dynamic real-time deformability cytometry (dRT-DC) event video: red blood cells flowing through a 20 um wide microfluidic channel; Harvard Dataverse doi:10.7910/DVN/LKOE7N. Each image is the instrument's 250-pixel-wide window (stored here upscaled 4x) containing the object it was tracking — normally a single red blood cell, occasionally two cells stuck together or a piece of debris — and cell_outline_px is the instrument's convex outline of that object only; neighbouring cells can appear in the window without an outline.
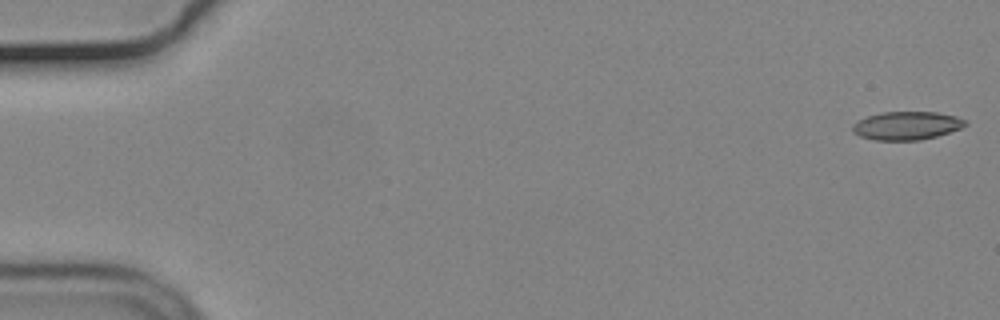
{"species": "common noctule bat (a hibernating species)", "species_latin": "Nyctalus noctula", "temperature_condition": "cold", "stored_images_in_passage": 55, "camera_frame_rate_fps": 3000, "um_per_image_px": 0.085, "animal": {"sex": "male", "body_mass_g": 19.2, "forearm_length_mm": 51.8}, "frame": {"image": 1, "passage_image": 1, "time_ms": 0.0, "image_size_px": [1000, 320], "cell_outline_px": [[968, 124], [960, 128], [936, 136], [920, 140], [876, 140], [860, 136], [852, 132], [852, 124], [868, 116], [880, 112], [936, 112], [956, 116], [968, 120]], "centroid_in_image_um": [77.08, 10.67], "position_along_channel_um": 7.9, "area_um2": 18.55}}
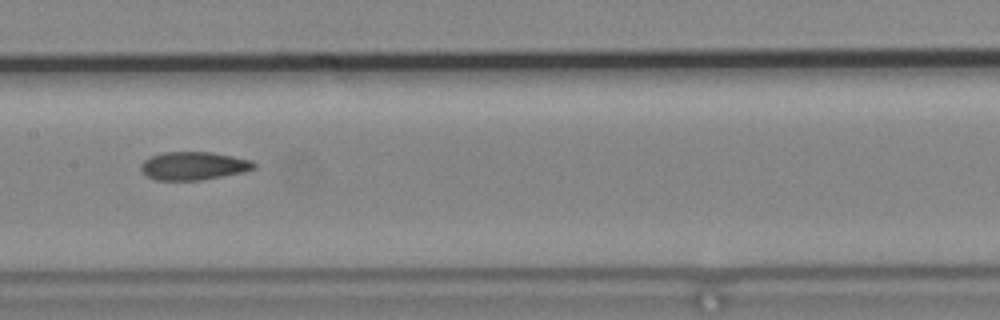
{"frame": {"image": 2, "passage_image": 28, "time_ms": 9.0, "image_size_px": [1000, 320], "cell_outline_px": [[256, 168], [244, 172], [200, 180], [156, 180], [148, 176], [140, 168], [140, 164], [148, 156], [160, 152], [212, 152], [252, 160], [256, 164]], "centroid_in_image_um": [16.45, 14.08], "position_along_channel_um": 191.0, "area_um2": 18.67}}
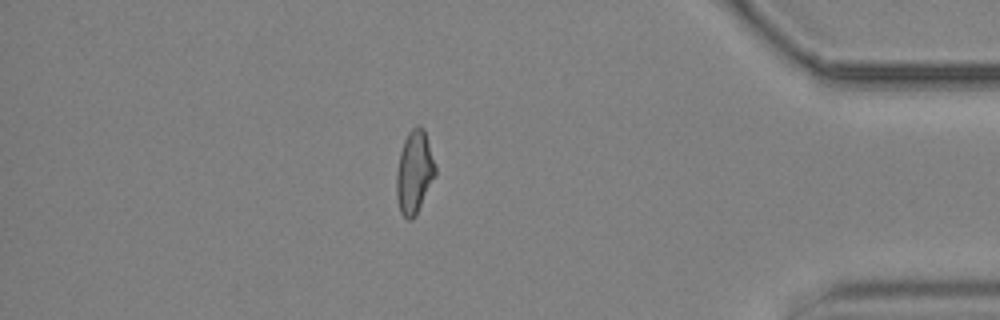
{"frame": {"image": 3, "passage_image": 48, "time_ms": 15.667, "image_size_px": [1000, 320], "cell_outline_px": [[436, 176], [416, 216], [412, 220], [408, 220], [400, 212], [396, 196], [396, 172], [400, 152], [404, 140], [408, 132], [416, 124], [420, 124], [424, 128], [436, 164]], "centroid_in_image_um": [35.23, 14.63], "position_along_channel_um": 400.0, "area_um2": 19.25}, "authors_computed_cell_mechanics": {"area_um2": 19.074, "velocity_mm_per_s": 3.6998, "shape_relaxation_time_tau1_ms": null, "shape_relaxation_time_tau2_ms": 2.9925, "deformation_change_tau1": null, "deformation_change_tau2": 0.1003}}